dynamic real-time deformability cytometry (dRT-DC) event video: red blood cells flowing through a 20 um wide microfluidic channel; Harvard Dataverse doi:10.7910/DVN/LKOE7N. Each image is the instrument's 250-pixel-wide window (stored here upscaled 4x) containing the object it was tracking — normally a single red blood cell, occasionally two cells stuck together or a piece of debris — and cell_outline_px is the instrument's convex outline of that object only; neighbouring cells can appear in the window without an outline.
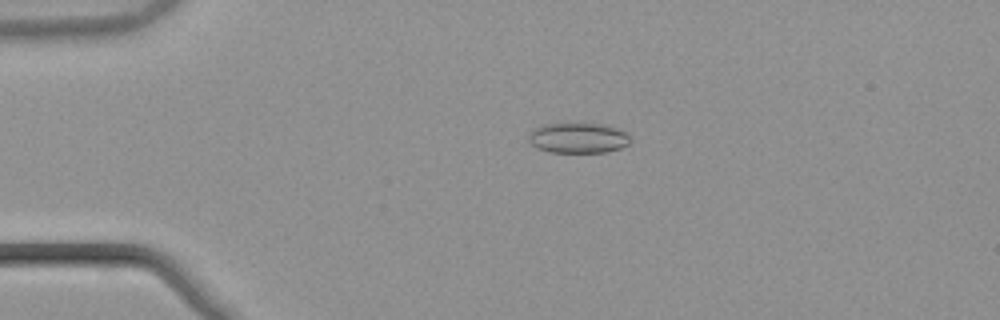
{"species": "common noctule bat (a hibernating species)", "species_latin": "Nyctalus noctula", "temperature_condition": "warm", "stored_images_in_passage": 46, "camera_frame_rate_fps": 3000, "um_per_image_px": 0.085, "animal": {"sex": "male", "body_mass_g": 21.5, "forearm_length_mm": 52.0}, "frame": {"image": 1, "passage_image": 5, "time_ms": 1.333, "image_size_px": [1000, 320], "cell_outline_px": [[628, 144], [620, 148], [608, 152], [548, 152], [536, 148], [528, 140], [528, 136], [532, 128], [540, 124], [604, 124], [628, 132]], "centroid_in_image_um": [49.09, 11.72], "position_along_channel_um": 35.9, "area_um2": 18.03}}
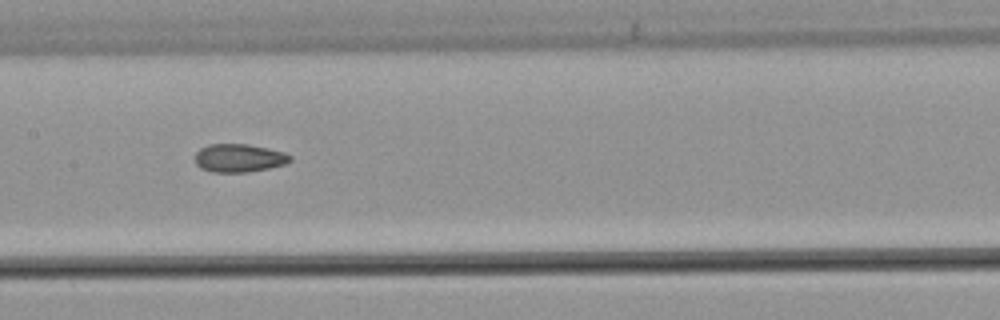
{"frame": {"image": 2, "passage_image": 20, "time_ms": 6.333, "image_size_px": [1000, 320], "cell_outline_px": [[292, 160], [284, 164], [268, 168], [248, 172], [212, 172], [200, 168], [196, 164], [196, 152], [200, 148], [208, 144], [248, 144], [268, 148], [284, 152], [292, 156]], "centroid_in_image_um": [20.31, 13.43], "position_along_channel_um": 187.1, "area_um2": 15.66}}
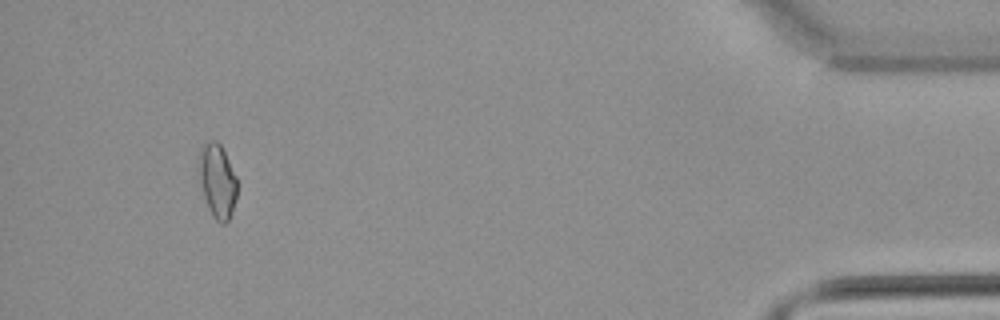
{"frame": {"image": 3, "passage_image": 43, "time_ms": 14.0, "image_size_px": [1000, 320], "cell_outline_px": [[236, 196], [228, 220], [224, 224], [220, 224], [216, 220], [208, 208], [204, 196], [200, 180], [200, 148], [204, 144], [212, 140], [216, 140], [220, 144], [236, 176]], "centroid_in_image_um": [18.48, 15.38], "position_along_channel_um": 416.7, "area_um2": 15.9}, "authors_computed_cell_mechanics": {"area_um2": 15.8083, "velocity_mm_per_s": 3.881, "shape_relaxation_time_tau1_ms": null, "shape_relaxation_time_tau2_ms": 2.3169, "deformation_change_tau1": null, "deformation_change_tau2": 0.0703}}